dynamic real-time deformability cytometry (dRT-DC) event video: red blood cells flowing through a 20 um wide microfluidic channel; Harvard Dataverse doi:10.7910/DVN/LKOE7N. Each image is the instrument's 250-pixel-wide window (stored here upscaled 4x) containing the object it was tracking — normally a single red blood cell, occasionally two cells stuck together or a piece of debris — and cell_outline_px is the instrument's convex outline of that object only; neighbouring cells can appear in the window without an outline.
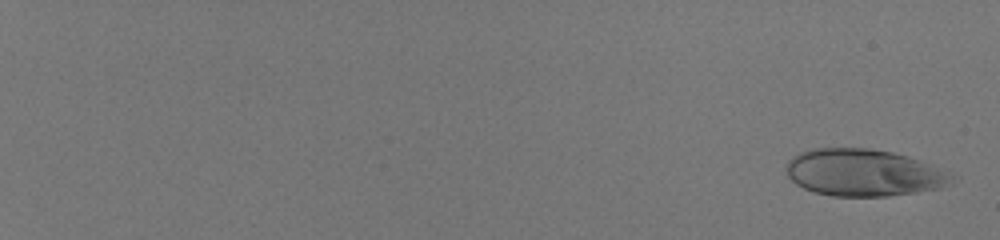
{"species": "human", "species_latin": "Homo sapiens", "temperature_condition": "room temperature", "stored_images_in_passage": 58, "camera_frame_rate_fps": 3000, "um_per_image_px": 0.085, "donor": {"sex": "male"}, "frame": {"image": 1, "passage_image": 3, "time_ms": 0.667, "image_size_px": [1000, 240], "cell_outline_px": [[960, 180], [952, 184], [940, 188], [916, 192], [888, 196], [832, 196], [816, 192], [804, 188], [796, 184], [788, 176], [788, 160], [792, 156], [800, 152], [812, 148], [868, 148], [892, 152], [920, 160], [960, 176]], "centroid_in_image_um": [73.5, 14.68], "position_along_channel_um": 11.5, "area_um2": 45.72}}
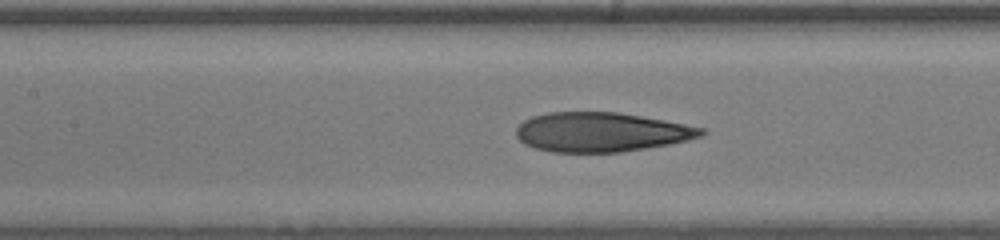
{"frame": {"image": 2, "passage_image": 34, "time_ms": 11.0, "image_size_px": [1000, 240], "cell_outline_px": [[708, 132], [700, 136], [688, 140], [668, 144], [620, 152], [552, 152], [536, 148], [524, 144], [516, 136], [516, 128], [524, 120], [532, 116], [548, 112], [616, 112], [664, 120], [704, 128]], "centroid_in_image_um": [51.08, 11.22], "position_along_channel_um": 156.3, "area_um2": 42.31}}
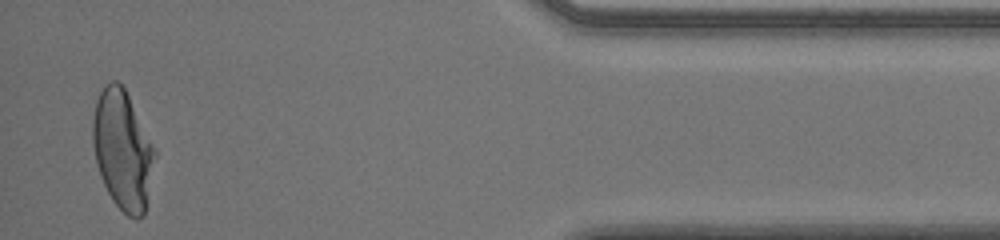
{"frame": {"image": 3, "passage_image": 57, "time_ms": 18.667, "image_size_px": [1000, 240], "cell_outline_px": [[156, 156], [144, 216], [140, 220], [136, 220], [128, 216], [112, 200], [100, 176], [96, 164], [92, 144], [92, 120], [96, 100], [104, 84], [112, 80], [116, 80], [124, 88], [156, 148]], "centroid_in_image_um": [10.42, 12.75], "position_along_channel_um": 424.8, "area_um2": 43.41}, "authors_computed_cell_mechanics": {"area_um2": 43.4656, "velocity_mm_per_s": 4.0524, "shape_relaxation_time_tau1_ms": 7.6593, "shape_relaxation_time_tau2_ms": 0.8205, "deformation_change_tau1": 0.2892, "deformation_change_tau2": 0.0782}}